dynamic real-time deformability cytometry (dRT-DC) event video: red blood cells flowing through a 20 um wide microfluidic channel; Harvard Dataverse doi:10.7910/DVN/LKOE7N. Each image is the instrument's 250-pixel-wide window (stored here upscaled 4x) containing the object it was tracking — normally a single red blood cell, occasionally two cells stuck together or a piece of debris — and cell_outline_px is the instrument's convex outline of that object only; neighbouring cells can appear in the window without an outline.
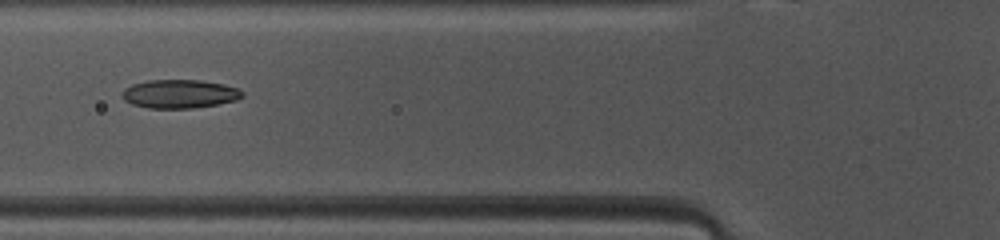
{"species": "common noctule bat (a hibernating species)", "species_latin": "Nyctalus noctula", "temperature_condition": "warm", "stored_images_in_passage": 43, "camera_frame_rate_fps": 3000, "um_per_image_px": 0.085, "animal": {"sex": "female", "body_mass_g": 10.0, "forearm_length_mm": 53.1}, "frame": {"image": 1, "passage_image": 12, "time_ms": 3.667, "image_size_px": [1000, 240], "cell_outline_px": [[244, 96], [236, 100], [216, 104], [192, 108], [148, 108], [132, 104], [124, 100], [124, 88], [132, 84], [148, 80], [200, 80], [224, 84], [236, 88], [244, 92]], "centroid_in_image_um": [15.27, 7.97], "position_along_channel_um": 110.5, "area_um2": 19.88}}
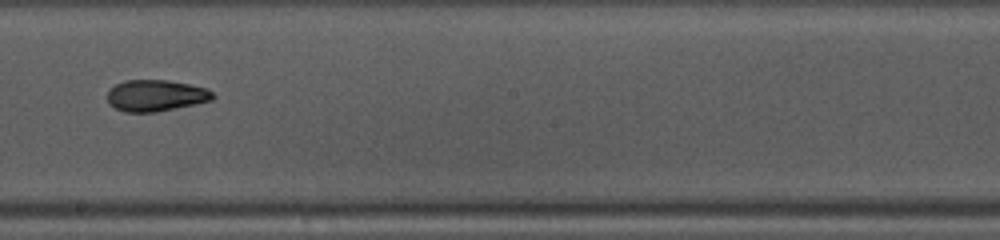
{"frame": {"image": 2, "passage_image": 21, "time_ms": 6.667, "image_size_px": [1000, 240], "cell_outline_px": [[216, 96], [212, 100], [196, 104], [156, 112], [124, 112], [108, 104], [108, 92], [116, 84], [124, 80], [168, 80], [208, 88]], "centroid_in_image_um": [13.26, 8.12], "position_along_channel_um": 234.9, "area_um2": 19.36}}
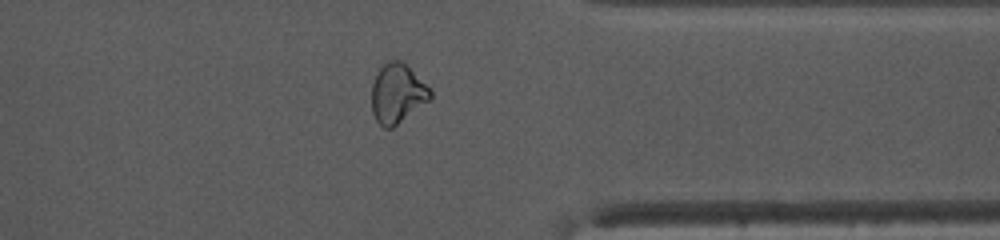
{"frame": {"image": 3, "passage_image": 32, "time_ms": 10.333, "image_size_px": [1000, 240], "cell_outline_px": [[432, 96], [428, 100], [392, 128], [384, 128], [376, 120], [372, 112], [372, 84], [380, 68], [388, 60], [400, 60], [432, 92]], "centroid_in_image_um": [33.72, 7.96], "position_along_channel_um": 377.7, "area_um2": 19.54}, "authors_computed_cell_mechanics": {"area_um2": 19.8832, "velocity_mm_per_s": 4.1421, "shape_relaxation_time_tau1_ms": null, "shape_relaxation_time_tau2_ms": 2.6354, "deformation_change_tau1": null, "deformation_change_tau2": 0.0896}}